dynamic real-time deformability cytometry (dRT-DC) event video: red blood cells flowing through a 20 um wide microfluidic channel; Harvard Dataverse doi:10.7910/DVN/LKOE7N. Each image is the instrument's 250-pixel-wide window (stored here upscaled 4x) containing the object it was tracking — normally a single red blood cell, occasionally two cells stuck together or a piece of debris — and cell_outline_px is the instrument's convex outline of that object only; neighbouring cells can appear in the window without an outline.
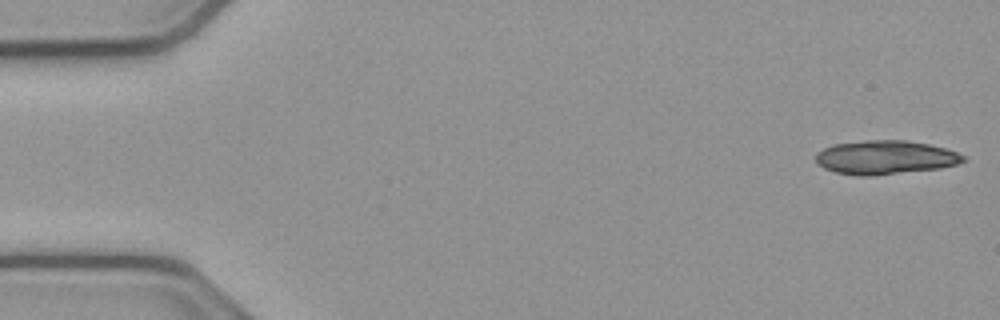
{"species": "common noctule bat (a hibernating species)", "species_latin": "Nyctalus noctula", "temperature_condition": "cold", "stored_images_in_passage": 17, "camera_frame_rate_fps": 3000, "um_per_image_px": 0.085, "animal": {"sex": "male", "body_mass_g": 23.1, "forearm_length_mm": 52.7}, "frame": {"image": 1, "passage_image": 1, "time_ms": 0.0, "image_size_px": [1000, 320], "cell_outline_px": [[964, 160], [956, 164], [940, 168], [868, 176], [860, 176], [836, 172], [824, 168], [816, 160], [816, 152], [824, 148], [836, 144], [864, 140], [904, 140], [928, 144], [948, 148], [964, 156]], "centroid_in_image_um": [75.24, 13.37], "position_along_channel_um": 9.8, "area_um2": 28.78}}